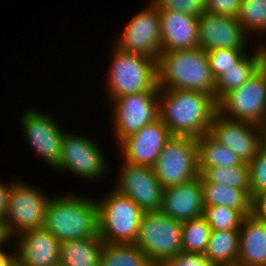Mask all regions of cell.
<instances>
[{"label":"cell","mask_w":266,"mask_h":266,"mask_svg":"<svg viewBox=\"0 0 266 266\" xmlns=\"http://www.w3.org/2000/svg\"><path fill=\"white\" fill-rule=\"evenodd\" d=\"M159 119L172 136L199 138L209 133L218 111L216 100L199 91L160 89Z\"/></svg>","instance_id":"cell-1"},{"label":"cell","mask_w":266,"mask_h":266,"mask_svg":"<svg viewBox=\"0 0 266 266\" xmlns=\"http://www.w3.org/2000/svg\"><path fill=\"white\" fill-rule=\"evenodd\" d=\"M157 86L160 89L199 91L215 99V78L207 52L199 47L161 51L157 61Z\"/></svg>","instance_id":"cell-2"},{"label":"cell","mask_w":266,"mask_h":266,"mask_svg":"<svg viewBox=\"0 0 266 266\" xmlns=\"http://www.w3.org/2000/svg\"><path fill=\"white\" fill-rule=\"evenodd\" d=\"M43 228L60 242L100 237L96 200L70 194L51 197Z\"/></svg>","instance_id":"cell-3"},{"label":"cell","mask_w":266,"mask_h":266,"mask_svg":"<svg viewBox=\"0 0 266 266\" xmlns=\"http://www.w3.org/2000/svg\"><path fill=\"white\" fill-rule=\"evenodd\" d=\"M112 64L107 75L108 95L112 100L137 94L157 86V61L151 57L121 51L115 47Z\"/></svg>","instance_id":"cell-4"},{"label":"cell","mask_w":266,"mask_h":266,"mask_svg":"<svg viewBox=\"0 0 266 266\" xmlns=\"http://www.w3.org/2000/svg\"><path fill=\"white\" fill-rule=\"evenodd\" d=\"M99 236L104 243H135L144 212L115 190L97 201Z\"/></svg>","instance_id":"cell-5"},{"label":"cell","mask_w":266,"mask_h":266,"mask_svg":"<svg viewBox=\"0 0 266 266\" xmlns=\"http://www.w3.org/2000/svg\"><path fill=\"white\" fill-rule=\"evenodd\" d=\"M134 244L153 265H159L182 251V222L160 211L146 212Z\"/></svg>","instance_id":"cell-6"},{"label":"cell","mask_w":266,"mask_h":266,"mask_svg":"<svg viewBox=\"0 0 266 266\" xmlns=\"http://www.w3.org/2000/svg\"><path fill=\"white\" fill-rule=\"evenodd\" d=\"M152 168L163 188L199 177L196 138L172 136Z\"/></svg>","instance_id":"cell-7"},{"label":"cell","mask_w":266,"mask_h":266,"mask_svg":"<svg viewBox=\"0 0 266 266\" xmlns=\"http://www.w3.org/2000/svg\"><path fill=\"white\" fill-rule=\"evenodd\" d=\"M217 106L224 117L261 126L266 117L265 69L261 67L240 88L227 93Z\"/></svg>","instance_id":"cell-8"},{"label":"cell","mask_w":266,"mask_h":266,"mask_svg":"<svg viewBox=\"0 0 266 266\" xmlns=\"http://www.w3.org/2000/svg\"><path fill=\"white\" fill-rule=\"evenodd\" d=\"M28 184L11 183L7 211L4 217L7 229L12 236L17 233L42 229L46 210L51 197L33 189ZM16 232V233H15Z\"/></svg>","instance_id":"cell-9"},{"label":"cell","mask_w":266,"mask_h":266,"mask_svg":"<svg viewBox=\"0 0 266 266\" xmlns=\"http://www.w3.org/2000/svg\"><path fill=\"white\" fill-rule=\"evenodd\" d=\"M115 43L121 51L142 54L158 61L161 53V27L158 8L150 2L125 26Z\"/></svg>","instance_id":"cell-10"},{"label":"cell","mask_w":266,"mask_h":266,"mask_svg":"<svg viewBox=\"0 0 266 266\" xmlns=\"http://www.w3.org/2000/svg\"><path fill=\"white\" fill-rule=\"evenodd\" d=\"M158 94L159 89H150L112 100L118 142L159 118Z\"/></svg>","instance_id":"cell-11"},{"label":"cell","mask_w":266,"mask_h":266,"mask_svg":"<svg viewBox=\"0 0 266 266\" xmlns=\"http://www.w3.org/2000/svg\"><path fill=\"white\" fill-rule=\"evenodd\" d=\"M208 134L246 163H250L265 144L261 126L229 119L218 111L213 117Z\"/></svg>","instance_id":"cell-12"},{"label":"cell","mask_w":266,"mask_h":266,"mask_svg":"<svg viewBox=\"0 0 266 266\" xmlns=\"http://www.w3.org/2000/svg\"><path fill=\"white\" fill-rule=\"evenodd\" d=\"M118 180L115 191L132 199L144 213L160 211L164 188L152 167L124 162Z\"/></svg>","instance_id":"cell-13"},{"label":"cell","mask_w":266,"mask_h":266,"mask_svg":"<svg viewBox=\"0 0 266 266\" xmlns=\"http://www.w3.org/2000/svg\"><path fill=\"white\" fill-rule=\"evenodd\" d=\"M91 140L81 135L65 133L56 169L70 170L88 180L102 177L105 167L107 168L106 162L101 149Z\"/></svg>","instance_id":"cell-14"},{"label":"cell","mask_w":266,"mask_h":266,"mask_svg":"<svg viewBox=\"0 0 266 266\" xmlns=\"http://www.w3.org/2000/svg\"><path fill=\"white\" fill-rule=\"evenodd\" d=\"M172 137L167 126L158 118L139 131L123 138L118 146L124 162L153 167L166 142Z\"/></svg>","instance_id":"cell-15"},{"label":"cell","mask_w":266,"mask_h":266,"mask_svg":"<svg viewBox=\"0 0 266 266\" xmlns=\"http://www.w3.org/2000/svg\"><path fill=\"white\" fill-rule=\"evenodd\" d=\"M45 114V115H44ZM40 113L38 110L30 109L24 113L21 119L23 130L27 141L46 161V163L56 168L61 157L62 140L65 132L57 126L53 118Z\"/></svg>","instance_id":"cell-16"},{"label":"cell","mask_w":266,"mask_h":266,"mask_svg":"<svg viewBox=\"0 0 266 266\" xmlns=\"http://www.w3.org/2000/svg\"><path fill=\"white\" fill-rule=\"evenodd\" d=\"M248 34L236 17L205 12L198 17L199 48L245 50Z\"/></svg>","instance_id":"cell-17"},{"label":"cell","mask_w":266,"mask_h":266,"mask_svg":"<svg viewBox=\"0 0 266 266\" xmlns=\"http://www.w3.org/2000/svg\"><path fill=\"white\" fill-rule=\"evenodd\" d=\"M201 178L163 189L160 212L170 218L186 222L203 215Z\"/></svg>","instance_id":"cell-18"},{"label":"cell","mask_w":266,"mask_h":266,"mask_svg":"<svg viewBox=\"0 0 266 266\" xmlns=\"http://www.w3.org/2000/svg\"><path fill=\"white\" fill-rule=\"evenodd\" d=\"M15 256L20 266H54L59 263L60 241L47 230L23 232Z\"/></svg>","instance_id":"cell-19"},{"label":"cell","mask_w":266,"mask_h":266,"mask_svg":"<svg viewBox=\"0 0 266 266\" xmlns=\"http://www.w3.org/2000/svg\"><path fill=\"white\" fill-rule=\"evenodd\" d=\"M161 51L199 47L198 17L177 11H159Z\"/></svg>","instance_id":"cell-20"},{"label":"cell","mask_w":266,"mask_h":266,"mask_svg":"<svg viewBox=\"0 0 266 266\" xmlns=\"http://www.w3.org/2000/svg\"><path fill=\"white\" fill-rule=\"evenodd\" d=\"M237 266H266V220L255 212L240 226Z\"/></svg>","instance_id":"cell-21"},{"label":"cell","mask_w":266,"mask_h":266,"mask_svg":"<svg viewBox=\"0 0 266 266\" xmlns=\"http://www.w3.org/2000/svg\"><path fill=\"white\" fill-rule=\"evenodd\" d=\"M256 52V53H255ZM265 46L255 49L254 53H245L232 67L215 78V100L218 103L227 93L240 88L262 67Z\"/></svg>","instance_id":"cell-22"},{"label":"cell","mask_w":266,"mask_h":266,"mask_svg":"<svg viewBox=\"0 0 266 266\" xmlns=\"http://www.w3.org/2000/svg\"><path fill=\"white\" fill-rule=\"evenodd\" d=\"M104 242L100 237L60 242L59 264L64 266H99Z\"/></svg>","instance_id":"cell-23"},{"label":"cell","mask_w":266,"mask_h":266,"mask_svg":"<svg viewBox=\"0 0 266 266\" xmlns=\"http://www.w3.org/2000/svg\"><path fill=\"white\" fill-rule=\"evenodd\" d=\"M205 256L214 266H237L239 230H212Z\"/></svg>","instance_id":"cell-24"},{"label":"cell","mask_w":266,"mask_h":266,"mask_svg":"<svg viewBox=\"0 0 266 266\" xmlns=\"http://www.w3.org/2000/svg\"><path fill=\"white\" fill-rule=\"evenodd\" d=\"M201 183H215L244 190L252 198L249 163L233 167H198Z\"/></svg>","instance_id":"cell-25"},{"label":"cell","mask_w":266,"mask_h":266,"mask_svg":"<svg viewBox=\"0 0 266 266\" xmlns=\"http://www.w3.org/2000/svg\"><path fill=\"white\" fill-rule=\"evenodd\" d=\"M201 185L204 206L254 210V201L244 190L215 183H201Z\"/></svg>","instance_id":"cell-26"},{"label":"cell","mask_w":266,"mask_h":266,"mask_svg":"<svg viewBox=\"0 0 266 266\" xmlns=\"http://www.w3.org/2000/svg\"><path fill=\"white\" fill-rule=\"evenodd\" d=\"M198 167H233L243 161L228 147L217 142L209 134L196 139Z\"/></svg>","instance_id":"cell-27"},{"label":"cell","mask_w":266,"mask_h":266,"mask_svg":"<svg viewBox=\"0 0 266 266\" xmlns=\"http://www.w3.org/2000/svg\"><path fill=\"white\" fill-rule=\"evenodd\" d=\"M99 266H153L134 243H104Z\"/></svg>","instance_id":"cell-28"},{"label":"cell","mask_w":266,"mask_h":266,"mask_svg":"<svg viewBox=\"0 0 266 266\" xmlns=\"http://www.w3.org/2000/svg\"><path fill=\"white\" fill-rule=\"evenodd\" d=\"M212 229L203 216L182 223V251L205 254Z\"/></svg>","instance_id":"cell-29"},{"label":"cell","mask_w":266,"mask_h":266,"mask_svg":"<svg viewBox=\"0 0 266 266\" xmlns=\"http://www.w3.org/2000/svg\"><path fill=\"white\" fill-rule=\"evenodd\" d=\"M254 210H236L223 206H204L203 217L212 230H239L245 216Z\"/></svg>","instance_id":"cell-30"},{"label":"cell","mask_w":266,"mask_h":266,"mask_svg":"<svg viewBox=\"0 0 266 266\" xmlns=\"http://www.w3.org/2000/svg\"><path fill=\"white\" fill-rule=\"evenodd\" d=\"M237 19L247 34L265 33L266 0H242Z\"/></svg>","instance_id":"cell-31"},{"label":"cell","mask_w":266,"mask_h":266,"mask_svg":"<svg viewBox=\"0 0 266 266\" xmlns=\"http://www.w3.org/2000/svg\"><path fill=\"white\" fill-rule=\"evenodd\" d=\"M252 199L255 201L261 194L266 192V144H264L249 163Z\"/></svg>","instance_id":"cell-32"},{"label":"cell","mask_w":266,"mask_h":266,"mask_svg":"<svg viewBox=\"0 0 266 266\" xmlns=\"http://www.w3.org/2000/svg\"><path fill=\"white\" fill-rule=\"evenodd\" d=\"M206 52L214 78L232 67L245 54V50L234 49H213Z\"/></svg>","instance_id":"cell-33"},{"label":"cell","mask_w":266,"mask_h":266,"mask_svg":"<svg viewBox=\"0 0 266 266\" xmlns=\"http://www.w3.org/2000/svg\"><path fill=\"white\" fill-rule=\"evenodd\" d=\"M159 11H177L200 17L206 12L205 0H151Z\"/></svg>","instance_id":"cell-34"},{"label":"cell","mask_w":266,"mask_h":266,"mask_svg":"<svg viewBox=\"0 0 266 266\" xmlns=\"http://www.w3.org/2000/svg\"><path fill=\"white\" fill-rule=\"evenodd\" d=\"M159 266H214L205 254L181 251Z\"/></svg>","instance_id":"cell-35"},{"label":"cell","mask_w":266,"mask_h":266,"mask_svg":"<svg viewBox=\"0 0 266 266\" xmlns=\"http://www.w3.org/2000/svg\"><path fill=\"white\" fill-rule=\"evenodd\" d=\"M242 0H205L206 12L238 17Z\"/></svg>","instance_id":"cell-36"},{"label":"cell","mask_w":266,"mask_h":266,"mask_svg":"<svg viewBox=\"0 0 266 266\" xmlns=\"http://www.w3.org/2000/svg\"><path fill=\"white\" fill-rule=\"evenodd\" d=\"M9 184H2L0 182V218L4 219L6 211H7V204L9 200V193L11 188V183Z\"/></svg>","instance_id":"cell-37"},{"label":"cell","mask_w":266,"mask_h":266,"mask_svg":"<svg viewBox=\"0 0 266 266\" xmlns=\"http://www.w3.org/2000/svg\"><path fill=\"white\" fill-rule=\"evenodd\" d=\"M254 212L266 220V192L254 201Z\"/></svg>","instance_id":"cell-38"},{"label":"cell","mask_w":266,"mask_h":266,"mask_svg":"<svg viewBox=\"0 0 266 266\" xmlns=\"http://www.w3.org/2000/svg\"><path fill=\"white\" fill-rule=\"evenodd\" d=\"M11 239V235L7 229L6 223L3 219L0 218V247L4 243L8 242Z\"/></svg>","instance_id":"cell-39"},{"label":"cell","mask_w":266,"mask_h":266,"mask_svg":"<svg viewBox=\"0 0 266 266\" xmlns=\"http://www.w3.org/2000/svg\"><path fill=\"white\" fill-rule=\"evenodd\" d=\"M15 257L16 256L14 252L11 254H6V252L0 249V266H7Z\"/></svg>","instance_id":"cell-40"},{"label":"cell","mask_w":266,"mask_h":266,"mask_svg":"<svg viewBox=\"0 0 266 266\" xmlns=\"http://www.w3.org/2000/svg\"><path fill=\"white\" fill-rule=\"evenodd\" d=\"M261 130H262L263 141L266 144V117L261 125Z\"/></svg>","instance_id":"cell-41"},{"label":"cell","mask_w":266,"mask_h":266,"mask_svg":"<svg viewBox=\"0 0 266 266\" xmlns=\"http://www.w3.org/2000/svg\"><path fill=\"white\" fill-rule=\"evenodd\" d=\"M8 266H20L18 259L15 257L9 264Z\"/></svg>","instance_id":"cell-42"},{"label":"cell","mask_w":266,"mask_h":266,"mask_svg":"<svg viewBox=\"0 0 266 266\" xmlns=\"http://www.w3.org/2000/svg\"><path fill=\"white\" fill-rule=\"evenodd\" d=\"M262 67L266 71V46H265V54H264L263 61H262Z\"/></svg>","instance_id":"cell-43"},{"label":"cell","mask_w":266,"mask_h":266,"mask_svg":"<svg viewBox=\"0 0 266 266\" xmlns=\"http://www.w3.org/2000/svg\"><path fill=\"white\" fill-rule=\"evenodd\" d=\"M54 266H64V265L58 263V264H56V265H54Z\"/></svg>","instance_id":"cell-44"}]
</instances>
